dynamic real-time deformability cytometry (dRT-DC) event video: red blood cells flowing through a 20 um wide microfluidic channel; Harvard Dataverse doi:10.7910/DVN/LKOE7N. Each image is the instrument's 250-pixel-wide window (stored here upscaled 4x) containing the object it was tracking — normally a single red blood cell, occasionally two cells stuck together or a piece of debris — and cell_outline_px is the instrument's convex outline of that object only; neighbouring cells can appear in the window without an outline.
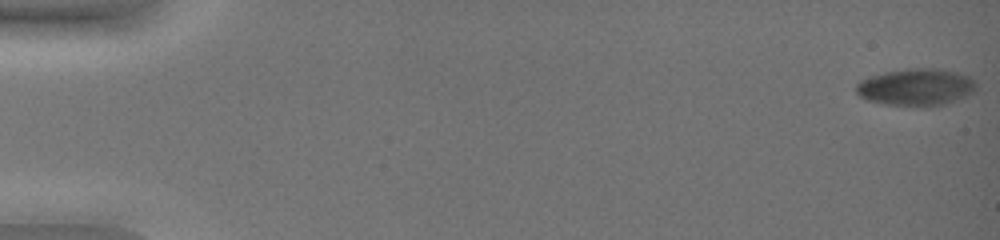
{"species": "common noctule bat (a hibernating species)", "species_latin": "Nyctalus noctula", "temperature_condition": "warm", "stored_images_in_passage": 54, "camera_frame_rate_fps": 3000, "um_per_image_px": 0.085, "animal": {"sex": "female", "body_mass_g": 19.0, "forearm_length_mm": 51.5}, "frame": {"image": 1, "passage_image": 1, "time_ms": 0.0, "image_size_px": [1000, 240], "cell_outline_px": [[976, 92], [944, 104], [928, 108], [884, 104], [868, 100], [860, 96], [856, 92], [856, 84], [860, 80], [884, 72], [908, 68], [936, 68], [956, 72], [968, 76], [976, 84]], "centroid_in_image_um": [77.86, 7.42], "position_along_channel_um": 7.1, "area_um2": 26.18}}
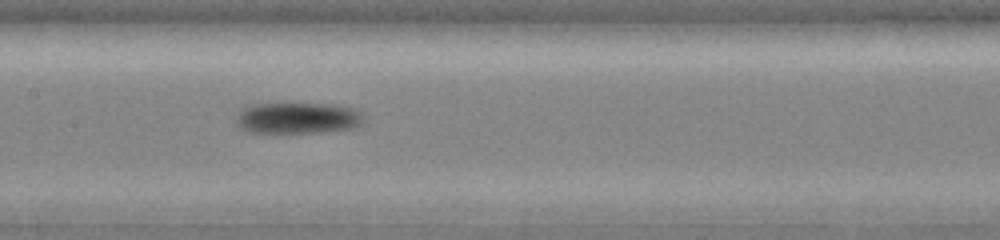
{"frame": {"image": 2, "passage_image": 30, "time_ms": 9.667, "image_size_px": [1000, 240], "cell_outline_px": [[364, 124], [352, 128], [320, 132], [248, 132], [240, 128], [236, 124], [236, 116], [248, 104], [336, 104], [352, 108], [364, 112]], "centroid_in_image_um": [25.35, 10.03], "position_along_channel_um": 182.1, "area_um2": 23.35}}
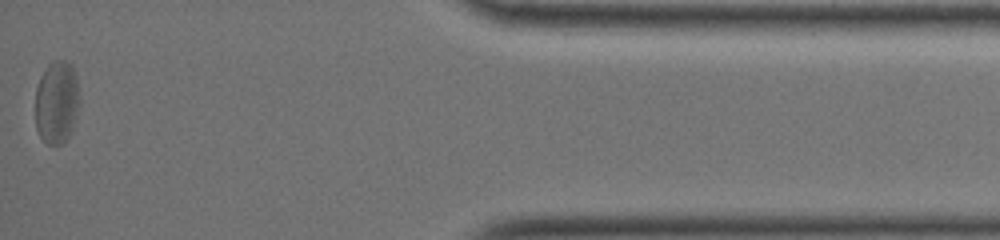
{"frame": {"image": 3, "passage_image": 54, "time_ms": 17.667, "image_size_px": [1000, 240], "cell_outline_px": [[80, 104], [72, 132], [64, 144], [48, 144], [40, 136], [36, 128], [36, 88], [40, 76], [48, 64], [52, 60], [64, 60], [72, 64], [76, 72], [80, 96]], "centroid_in_image_um": [4.86, 8.67], "position_along_channel_um": 430.3, "area_um2": 21.96}, "authors_computed_cell_mechanics": {"area_um2": 24.5072, "velocity_mm_per_s": 3.677, "shape_relaxation_time_tau1_ms": null, "shape_relaxation_time_tau2_ms": 3.9399, "deformation_change_tau1": null, "deformation_change_tau2": 0.0788}}